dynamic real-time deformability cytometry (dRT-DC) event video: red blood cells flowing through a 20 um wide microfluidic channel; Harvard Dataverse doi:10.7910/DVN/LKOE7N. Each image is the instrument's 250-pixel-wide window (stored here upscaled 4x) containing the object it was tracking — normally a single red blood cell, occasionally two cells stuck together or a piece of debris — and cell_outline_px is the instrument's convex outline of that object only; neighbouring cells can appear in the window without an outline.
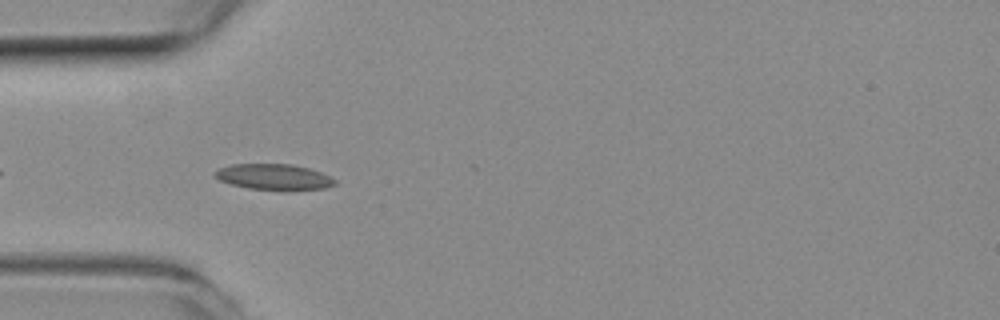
{"species": "common noctule bat (a hibernating species)", "species_latin": "Nyctalus noctula", "temperature_condition": "room temperature", "stored_images_in_passage": 4, "camera_frame_rate_fps": 3000, "um_per_image_px": 0.085, "animal": {"sex": "female", "body_mass_g": 19.3, "forearm_length_mm": 54.1}, "frame": {"image": 1, "passage_image": 3, "time_ms": 0.667, "image_size_px": [1000, 320], "cell_outline_px": [[336, 184], [324, 188], [248, 188], [232, 184], [220, 180], [212, 176], [212, 172], [220, 168], [232, 164], [292, 164], [308, 168], [320, 172], [336, 180]], "centroid_in_image_um": [23.2, 14.99], "position_along_channel_um": 61.8, "area_um2": 17.34}}